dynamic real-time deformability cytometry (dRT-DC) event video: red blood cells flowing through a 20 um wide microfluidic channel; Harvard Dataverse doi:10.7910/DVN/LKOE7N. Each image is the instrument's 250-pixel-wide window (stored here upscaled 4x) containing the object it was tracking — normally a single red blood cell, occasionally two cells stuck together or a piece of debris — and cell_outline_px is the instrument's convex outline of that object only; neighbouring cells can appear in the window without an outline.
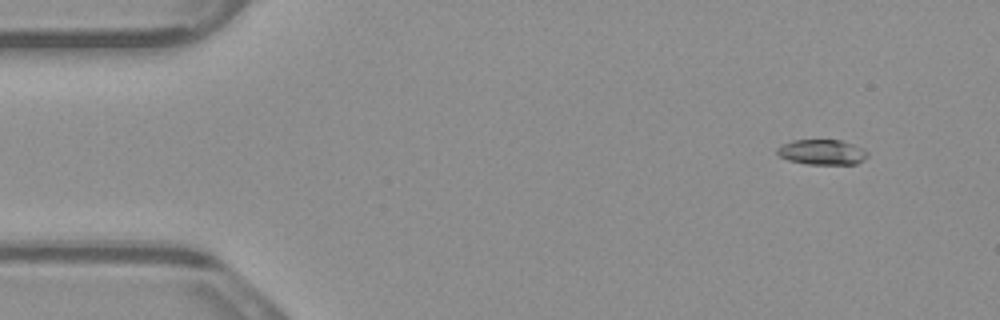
{"species": "common noctule bat (a hibernating species)", "species_latin": "Nyctalus noctula", "temperature_condition": "warm", "stored_images_in_passage": 5, "camera_frame_rate_fps": 3000, "um_per_image_px": 0.085, "animal": {"sex": "male", "body_mass_g": 23.1, "forearm_length_mm": 52.7}, "frame": {"image": 1, "passage_image": 2, "time_ms": 0.333, "image_size_px": [1000, 320], "cell_outline_px": [[868, 156], [864, 160], [856, 164], [808, 164], [788, 160], [780, 156], [776, 152], [776, 148], [792, 140], [844, 140], [864, 148], [868, 152]], "centroid_in_image_um": [69.92, 12.92], "position_along_channel_um": 15.1, "area_um2": 13.41}}
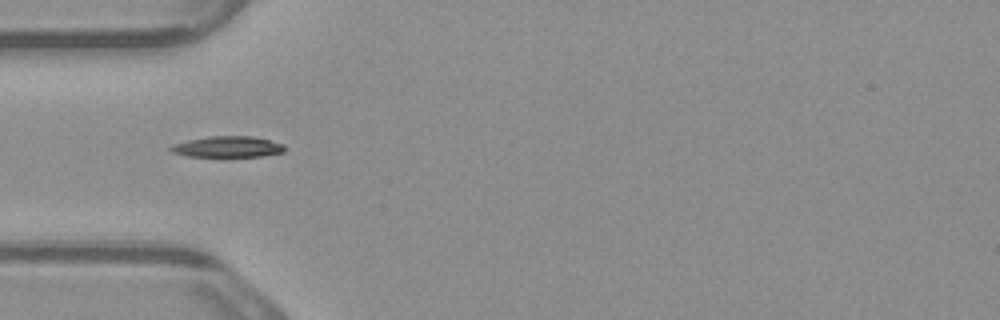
{"frame": {"image": 2, "passage_image": 5, "time_ms": 1.333, "image_size_px": [1000, 320], "cell_outline_px": [[288, 148], [284, 152], [260, 156], [188, 156], [172, 152], [168, 148], [172, 144], [188, 140], [208, 136], [256, 136], [284, 144]], "centroid_in_image_um": [19.39, 12.46], "position_along_channel_um": 65.6, "area_um2": 14.05}}